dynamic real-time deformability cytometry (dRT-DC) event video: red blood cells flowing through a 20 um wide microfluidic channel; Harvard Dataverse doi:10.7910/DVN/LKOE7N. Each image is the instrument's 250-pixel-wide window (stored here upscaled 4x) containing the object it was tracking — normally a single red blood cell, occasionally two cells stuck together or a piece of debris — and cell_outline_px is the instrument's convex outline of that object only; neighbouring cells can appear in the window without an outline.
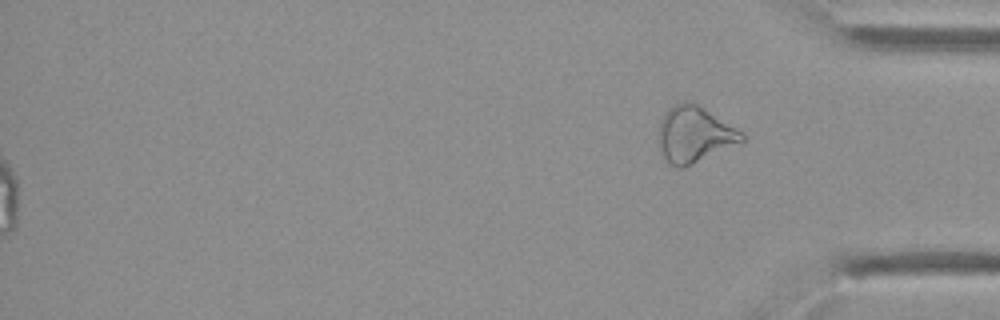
{"species": "Egyptian fruit bat (a non-hibernating species)", "species_latin": "Rousettus aegyptiacus", "temperature_condition": "cold", "stored_images_in_passage": 34, "segment_of_instrument_passage": [2, 2], "camera_frame_rate_fps": 3000, "um_per_image_px": 0.085, "animal": {"sex": "female"}, "frame": {"image": 1, "passage_image": 34, "time_ms": 11.0, "image_size_px": [1000, 320], "cell_outline_px": [[744, 140], [684, 168], [676, 168], [664, 156], [660, 144], [660, 120], [664, 112], [672, 104], [680, 100], [684, 100], [696, 104], [736, 128], [744, 136]], "centroid_in_image_um": [58.98, 11.4], "position_along_channel_um": 376.2, "area_um2": 26.47}}